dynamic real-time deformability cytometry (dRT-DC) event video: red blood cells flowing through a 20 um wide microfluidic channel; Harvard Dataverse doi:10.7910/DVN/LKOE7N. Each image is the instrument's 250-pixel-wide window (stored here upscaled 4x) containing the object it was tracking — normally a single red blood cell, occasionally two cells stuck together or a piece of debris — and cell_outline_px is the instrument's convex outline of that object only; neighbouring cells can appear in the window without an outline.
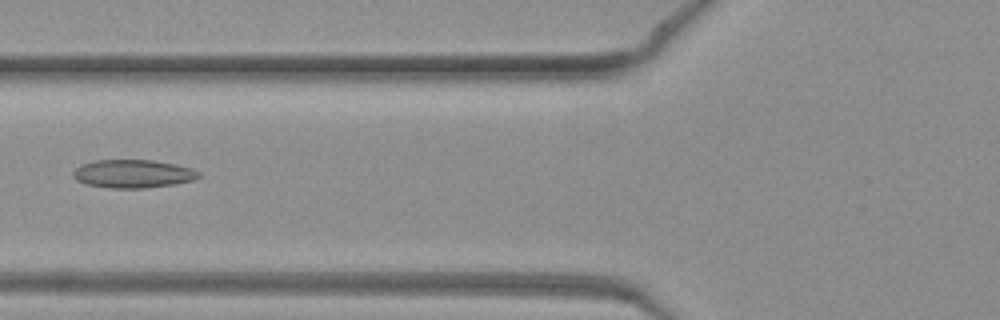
{"species": "common noctule bat (a hibernating species)", "species_latin": "Nyctalus noctula", "temperature_condition": "warm", "stored_images_in_passage": 26, "camera_frame_rate_fps": 3000, "um_per_image_px": 0.085, "animal": {"sex": "female", "body_mass_g": 19.3, "forearm_length_mm": 54.1}, "frame": {"image": 1, "passage_image": 4, "time_ms": 1.0, "image_size_px": [1000, 320], "cell_outline_px": [[200, 176], [196, 180], [176, 184], [144, 188], [112, 188], [84, 184], [76, 180], [72, 176], [72, 172], [80, 164], [92, 160], [152, 160], [176, 164], [192, 168], [200, 172]], "centroid_in_image_um": [11.3, 14.77], "position_along_channel_um": 114.5, "area_um2": 20.98}}
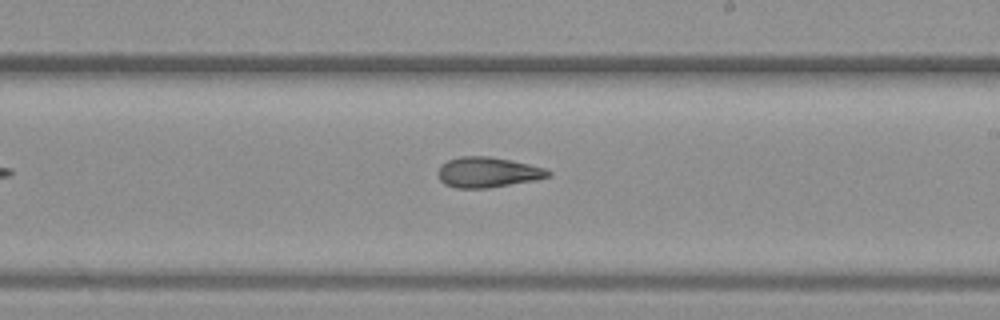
{"frame": {"image": 2, "passage_image": 13, "time_ms": 4.0, "image_size_px": [1000, 320], "cell_outline_px": [[552, 176], [536, 180], [488, 188], [456, 188], [444, 184], [440, 180], [436, 172], [448, 160], [460, 156], [488, 156], [528, 164], [544, 168], [552, 172]], "centroid_in_image_um": [41.46, 14.65], "position_along_channel_um": 247.5, "area_um2": 19.42}}
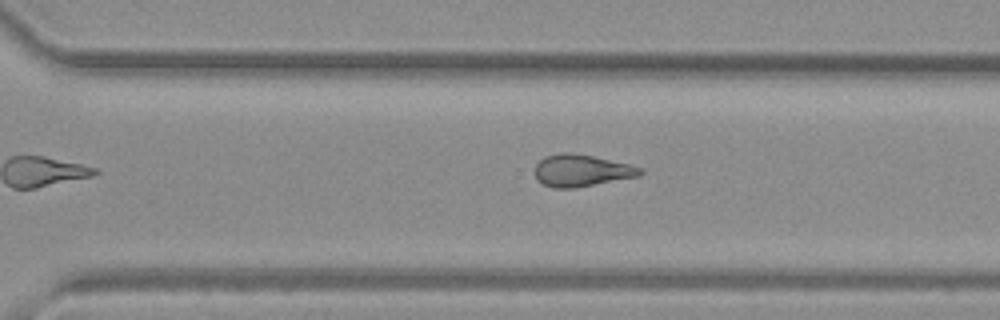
{"frame": {"image": 3, "passage_image": 18, "time_ms": 5.667, "image_size_px": [1000, 320], "cell_outline_px": [[644, 172], [640, 176], [576, 188], [552, 188], [536, 180], [536, 164], [544, 156], [560, 152], [572, 152], [592, 156], [628, 164], [640, 168]], "centroid_in_image_um": [49.4, 14.5], "position_along_channel_um": 321.2, "area_um2": 19.65}}